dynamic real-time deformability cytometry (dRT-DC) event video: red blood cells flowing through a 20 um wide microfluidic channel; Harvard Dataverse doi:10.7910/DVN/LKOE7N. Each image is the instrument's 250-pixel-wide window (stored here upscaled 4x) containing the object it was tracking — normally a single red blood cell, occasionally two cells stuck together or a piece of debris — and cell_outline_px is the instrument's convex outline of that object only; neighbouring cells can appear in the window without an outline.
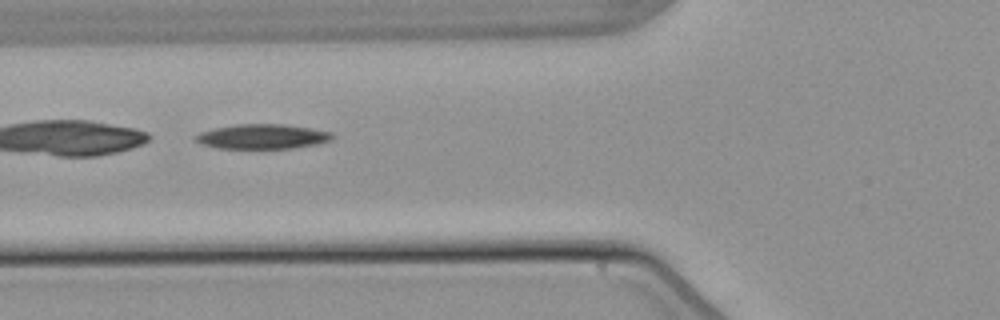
{"species": "common noctule bat (a hibernating species)", "species_latin": "Nyctalus noctula", "temperature_condition": "warm", "stored_images_in_passage": 5, "camera_frame_rate_fps": 3000, "um_per_image_px": 0.085, "animal": {"sex": "male", "body_mass_g": 21.5, "forearm_length_mm": 52.0}, "frame": {"image": 1, "passage_image": 5, "time_ms": 5.333, "image_size_px": [1000, 320], "cell_outline_px": [[332, 140], [316, 144], [292, 148], [216, 148], [200, 144], [192, 136], [200, 132], [216, 128], [236, 124], [280, 124], [308, 128], [332, 132]], "centroid_in_image_um": [22.25, 11.61], "position_along_channel_um": 103.5, "area_um2": 19.54}}